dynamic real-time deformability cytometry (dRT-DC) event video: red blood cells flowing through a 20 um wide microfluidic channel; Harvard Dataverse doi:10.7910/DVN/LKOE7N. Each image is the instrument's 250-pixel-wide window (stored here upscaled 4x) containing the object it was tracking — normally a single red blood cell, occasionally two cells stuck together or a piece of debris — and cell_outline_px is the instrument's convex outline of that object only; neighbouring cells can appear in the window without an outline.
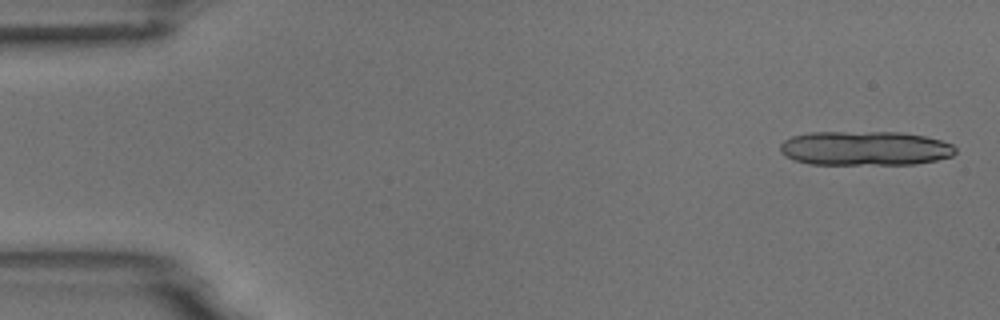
{"species": "common noctule bat (a hibernating species)", "species_latin": "Nyctalus noctula", "temperature_condition": "room temperature", "stored_images_in_passage": 5, "camera_frame_rate_fps": 3000, "um_per_image_px": 0.085, "animal": {"sex": "male", "body_mass_g": 18.8}, "frame": {"image": 1, "passage_image": 1, "time_ms": 0.0, "image_size_px": [1000, 320], "cell_outline_px": [[956, 152], [952, 156], [936, 160], [916, 164], [812, 164], [796, 160], [780, 152], [780, 144], [784, 140], [792, 136], [812, 132], [900, 132], [924, 136], [940, 140], [952, 144], [956, 148]], "centroid_in_image_um": [73.54, 12.6], "position_along_channel_um": 11.5, "area_um2": 35.03}}